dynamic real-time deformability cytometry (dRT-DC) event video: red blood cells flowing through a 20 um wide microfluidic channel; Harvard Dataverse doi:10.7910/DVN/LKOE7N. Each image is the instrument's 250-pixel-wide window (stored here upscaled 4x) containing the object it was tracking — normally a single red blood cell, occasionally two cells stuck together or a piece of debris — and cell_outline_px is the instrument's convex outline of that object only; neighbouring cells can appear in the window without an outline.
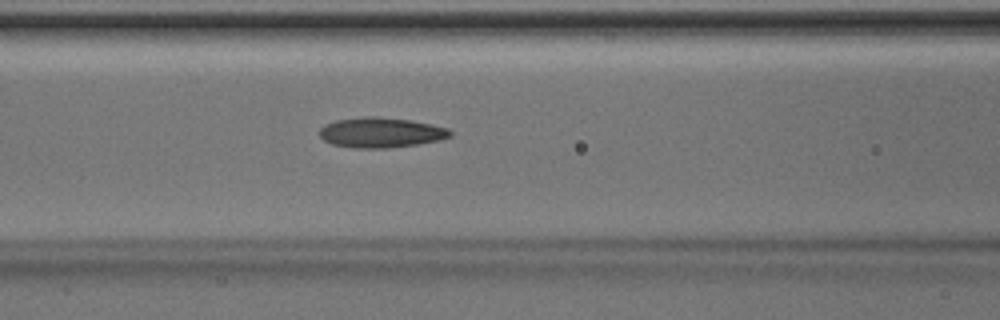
{"species": "Egyptian fruit bat (a non-hibernating species)", "species_latin": "Rousettus aegyptiacus", "temperature_condition": "room temperature", "stored_images_in_passage": 33, "camera_frame_rate_fps": 3000, "um_per_image_px": 0.085, "animal": {"sex": "male"}, "frame": {"image": 1, "passage_image": 5, "time_ms": 1.333, "image_size_px": [1000, 320], "cell_outline_px": [[452, 136], [440, 140], [416, 144], [388, 148], [352, 148], [332, 144], [324, 140], [320, 136], [320, 128], [324, 124], [336, 120], [364, 116], [376, 116], [408, 120], [432, 124], [448, 128], [452, 132]], "centroid_in_image_um": [32.37, 11.26], "position_along_channel_um": 134.2, "area_um2": 23.0}}
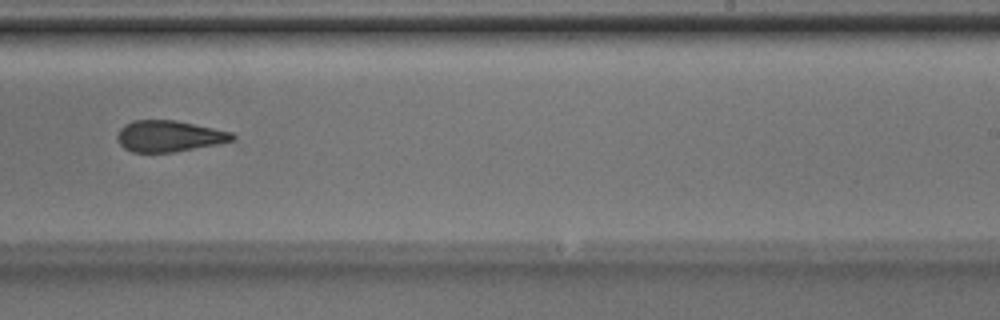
{"frame": {"image": 2, "passage_image": 15, "time_ms": 4.667, "image_size_px": [1000, 320], "cell_outline_px": [[236, 140], [220, 144], [172, 152], [132, 152], [124, 148], [120, 144], [116, 136], [120, 128], [124, 124], [132, 120], [176, 120], [232, 132], [236, 136]], "centroid_in_image_um": [14.38, 11.57], "position_along_channel_um": 274.6, "area_um2": 21.1}}
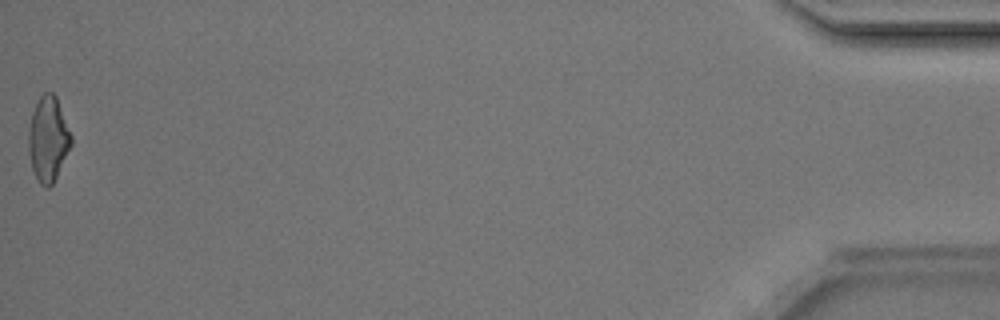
{"frame": {"image": 3, "passage_image": 33, "time_ms": 10.667, "image_size_px": [1000, 320], "cell_outline_px": [[72, 144], [52, 184], [48, 188], [44, 188], [36, 180], [32, 168], [28, 148], [28, 132], [32, 112], [40, 96], [44, 92], [52, 92], [56, 96], [72, 136]], "centroid_in_image_um": [4.08, 11.82], "position_along_channel_um": 431.1, "area_um2": 21.04}}